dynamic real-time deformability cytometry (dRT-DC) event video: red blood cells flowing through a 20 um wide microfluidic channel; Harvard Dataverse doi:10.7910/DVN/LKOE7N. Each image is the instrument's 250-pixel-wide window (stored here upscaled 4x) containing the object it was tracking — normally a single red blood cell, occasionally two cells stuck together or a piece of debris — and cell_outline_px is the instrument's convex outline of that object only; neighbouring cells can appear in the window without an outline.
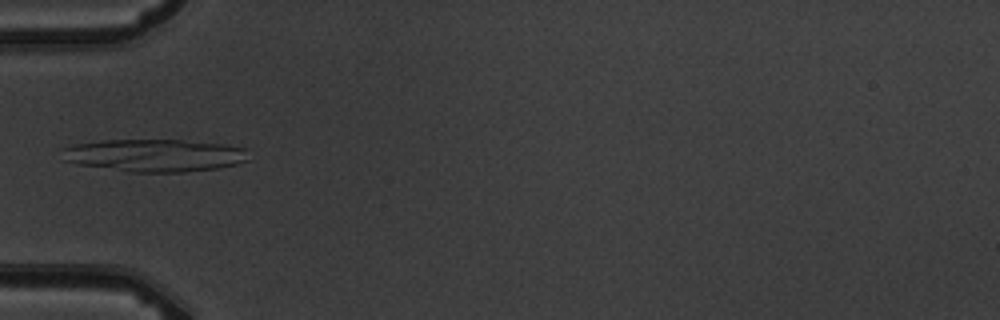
{"species": "common noctule bat (a hibernating species)", "species_latin": "Nyctalus noctula", "temperature_condition": "warm", "stored_images_in_passage": 4, "camera_frame_rate_fps": 3000, "um_per_image_px": 0.085, "animal": {"sex": "male", "body_mass_g": 19.5, "forearm_length_mm": 54.6}, "frame": {"image": 1, "passage_image": 4, "time_ms": 3.333, "image_size_px": [1000, 320], "cell_outline_px": [[248, 160], [236, 164], [216, 168], [184, 172], [132, 172], [80, 164], [64, 160], [60, 148], [76, 144], [100, 140], [180, 140], [224, 144], [244, 148]], "centroid_in_image_um": [13.11, 13.2], "position_along_channel_um": 71.9, "area_um2": 35.14}}